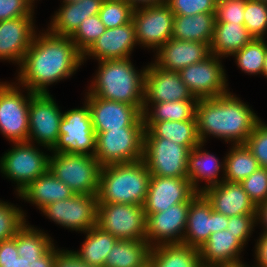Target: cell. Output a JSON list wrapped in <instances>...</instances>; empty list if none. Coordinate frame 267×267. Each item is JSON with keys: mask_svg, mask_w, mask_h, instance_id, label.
Returning <instances> with one entry per match:
<instances>
[{"mask_svg": "<svg viewBox=\"0 0 267 267\" xmlns=\"http://www.w3.org/2000/svg\"><path fill=\"white\" fill-rule=\"evenodd\" d=\"M85 234L86 239L81 249L75 252L80 256L82 261L90 265L104 267L107 255L118 239L97 225L86 231Z\"/></svg>", "mask_w": 267, "mask_h": 267, "instance_id": "e575fe53", "label": "cell"}, {"mask_svg": "<svg viewBox=\"0 0 267 267\" xmlns=\"http://www.w3.org/2000/svg\"><path fill=\"white\" fill-rule=\"evenodd\" d=\"M266 42L265 38H253L244 48L233 55L240 70L249 75L263 73L265 55L267 52Z\"/></svg>", "mask_w": 267, "mask_h": 267, "instance_id": "74e56055", "label": "cell"}, {"mask_svg": "<svg viewBox=\"0 0 267 267\" xmlns=\"http://www.w3.org/2000/svg\"><path fill=\"white\" fill-rule=\"evenodd\" d=\"M216 22V13H198L174 16L172 38L202 42L210 46Z\"/></svg>", "mask_w": 267, "mask_h": 267, "instance_id": "f1b7e54d", "label": "cell"}, {"mask_svg": "<svg viewBox=\"0 0 267 267\" xmlns=\"http://www.w3.org/2000/svg\"><path fill=\"white\" fill-rule=\"evenodd\" d=\"M98 71L88 93L95 97L135 106L141 113L144 103L146 67L136 70L130 57L98 62Z\"/></svg>", "mask_w": 267, "mask_h": 267, "instance_id": "3957f363", "label": "cell"}, {"mask_svg": "<svg viewBox=\"0 0 267 267\" xmlns=\"http://www.w3.org/2000/svg\"><path fill=\"white\" fill-rule=\"evenodd\" d=\"M195 117L201 142H207L209 135L233 142L232 145L245 144L261 121L249 105L230 91L218 97L198 99Z\"/></svg>", "mask_w": 267, "mask_h": 267, "instance_id": "7a4b0ae2", "label": "cell"}, {"mask_svg": "<svg viewBox=\"0 0 267 267\" xmlns=\"http://www.w3.org/2000/svg\"><path fill=\"white\" fill-rule=\"evenodd\" d=\"M201 194L211 204L213 211L227 217L242 214H257V207L250 200L240 183L222 181Z\"/></svg>", "mask_w": 267, "mask_h": 267, "instance_id": "603a6c76", "label": "cell"}, {"mask_svg": "<svg viewBox=\"0 0 267 267\" xmlns=\"http://www.w3.org/2000/svg\"><path fill=\"white\" fill-rule=\"evenodd\" d=\"M252 39L244 24L215 22L210 53L219 58L233 56Z\"/></svg>", "mask_w": 267, "mask_h": 267, "instance_id": "4dcf8cb0", "label": "cell"}, {"mask_svg": "<svg viewBox=\"0 0 267 267\" xmlns=\"http://www.w3.org/2000/svg\"><path fill=\"white\" fill-rule=\"evenodd\" d=\"M262 75L267 78V52H266V55H265V62H264V68H263Z\"/></svg>", "mask_w": 267, "mask_h": 267, "instance_id": "6f0895ef", "label": "cell"}, {"mask_svg": "<svg viewBox=\"0 0 267 267\" xmlns=\"http://www.w3.org/2000/svg\"><path fill=\"white\" fill-rule=\"evenodd\" d=\"M150 176L143 160L103 166L100 171L98 203L143 206Z\"/></svg>", "mask_w": 267, "mask_h": 267, "instance_id": "277c9868", "label": "cell"}, {"mask_svg": "<svg viewBox=\"0 0 267 267\" xmlns=\"http://www.w3.org/2000/svg\"><path fill=\"white\" fill-rule=\"evenodd\" d=\"M33 11L26 0H0V21L27 17Z\"/></svg>", "mask_w": 267, "mask_h": 267, "instance_id": "c3c4849f", "label": "cell"}, {"mask_svg": "<svg viewBox=\"0 0 267 267\" xmlns=\"http://www.w3.org/2000/svg\"><path fill=\"white\" fill-rule=\"evenodd\" d=\"M104 0H80L64 3L51 18L47 29L55 35L71 36L87 18L99 14Z\"/></svg>", "mask_w": 267, "mask_h": 267, "instance_id": "4316f807", "label": "cell"}, {"mask_svg": "<svg viewBox=\"0 0 267 267\" xmlns=\"http://www.w3.org/2000/svg\"><path fill=\"white\" fill-rule=\"evenodd\" d=\"M263 224V232L267 233V201L257 207V223Z\"/></svg>", "mask_w": 267, "mask_h": 267, "instance_id": "db71d44e", "label": "cell"}, {"mask_svg": "<svg viewBox=\"0 0 267 267\" xmlns=\"http://www.w3.org/2000/svg\"><path fill=\"white\" fill-rule=\"evenodd\" d=\"M197 194L188 178L150 176L143 205L146 218L172 205L191 202Z\"/></svg>", "mask_w": 267, "mask_h": 267, "instance_id": "d6986e66", "label": "cell"}, {"mask_svg": "<svg viewBox=\"0 0 267 267\" xmlns=\"http://www.w3.org/2000/svg\"><path fill=\"white\" fill-rule=\"evenodd\" d=\"M105 30L106 27L96 14L85 19L70 38L76 44L77 49L84 54Z\"/></svg>", "mask_w": 267, "mask_h": 267, "instance_id": "b9f144b4", "label": "cell"}, {"mask_svg": "<svg viewBox=\"0 0 267 267\" xmlns=\"http://www.w3.org/2000/svg\"><path fill=\"white\" fill-rule=\"evenodd\" d=\"M257 223V214H242L228 217L227 230H230L232 234L245 246L248 239L251 237L253 227Z\"/></svg>", "mask_w": 267, "mask_h": 267, "instance_id": "7dc6e473", "label": "cell"}, {"mask_svg": "<svg viewBox=\"0 0 267 267\" xmlns=\"http://www.w3.org/2000/svg\"><path fill=\"white\" fill-rule=\"evenodd\" d=\"M221 267H249V266H247L246 264H244L243 261H242V262H239V263L221 265ZM252 267H253V265H252Z\"/></svg>", "mask_w": 267, "mask_h": 267, "instance_id": "9f6ffc18", "label": "cell"}, {"mask_svg": "<svg viewBox=\"0 0 267 267\" xmlns=\"http://www.w3.org/2000/svg\"><path fill=\"white\" fill-rule=\"evenodd\" d=\"M197 102L198 100H181L161 103H143V121L144 123H155L160 121H186L196 119Z\"/></svg>", "mask_w": 267, "mask_h": 267, "instance_id": "836d02e7", "label": "cell"}, {"mask_svg": "<svg viewBox=\"0 0 267 267\" xmlns=\"http://www.w3.org/2000/svg\"><path fill=\"white\" fill-rule=\"evenodd\" d=\"M13 144L14 147L0 159V172L7 179L16 182V192L19 194L49 169L50 155L44 154L30 142Z\"/></svg>", "mask_w": 267, "mask_h": 267, "instance_id": "ba28073f", "label": "cell"}, {"mask_svg": "<svg viewBox=\"0 0 267 267\" xmlns=\"http://www.w3.org/2000/svg\"><path fill=\"white\" fill-rule=\"evenodd\" d=\"M26 1L34 8L33 4L35 3L34 1H36V0H26Z\"/></svg>", "mask_w": 267, "mask_h": 267, "instance_id": "91938a15", "label": "cell"}, {"mask_svg": "<svg viewBox=\"0 0 267 267\" xmlns=\"http://www.w3.org/2000/svg\"><path fill=\"white\" fill-rule=\"evenodd\" d=\"M144 138H165L186 146L189 150L201 143L196 119L144 123Z\"/></svg>", "mask_w": 267, "mask_h": 267, "instance_id": "f546056e", "label": "cell"}, {"mask_svg": "<svg viewBox=\"0 0 267 267\" xmlns=\"http://www.w3.org/2000/svg\"><path fill=\"white\" fill-rule=\"evenodd\" d=\"M190 150L165 138H144L143 158L151 176L188 178Z\"/></svg>", "mask_w": 267, "mask_h": 267, "instance_id": "8fae6325", "label": "cell"}, {"mask_svg": "<svg viewBox=\"0 0 267 267\" xmlns=\"http://www.w3.org/2000/svg\"><path fill=\"white\" fill-rule=\"evenodd\" d=\"M33 13L27 17L0 21V60L17 63L18 66L21 64L37 32Z\"/></svg>", "mask_w": 267, "mask_h": 267, "instance_id": "44dd1931", "label": "cell"}, {"mask_svg": "<svg viewBox=\"0 0 267 267\" xmlns=\"http://www.w3.org/2000/svg\"><path fill=\"white\" fill-rule=\"evenodd\" d=\"M54 267H100L90 265L81 260L80 256L72 250H60L56 247Z\"/></svg>", "mask_w": 267, "mask_h": 267, "instance_id": "f907efd6", "label": "cell"}, {"mask_svg": "<svg viewBox=\"0 0 267 267\" xmlns=\"http://www.w3.org/2000/svg\"><path fill=\"white\" fill-rule=\"evenodd\" d=\"M56 248L53 245L44 255H22L14 267H54Z\"/></svg>", "mask_w": 267, "mask_h": 267, "instance_id": "681fc988", "label": "cell"}, {"mask_svg": "<svg viewBox=\"0 0 267 267\" xmlns=\"http://www.w3.org/2000/svg\"><path fill=\"white\" fill-rule=\"evenodd\" d=\"M74 194L64 182L59 181L48 169L17 196L41 210L52 202L70 199Z\"/></svg>", "mask_w": 267, "mask_h": 267, "instance_id": "83f0119b", "label": "cell"}, {"mask_svg": "<svg viewBox=\"0 0 267 267\" xmlns=\"http://www.w3.org/2000/svg\"><path fill=\"white\" fill-rule=\"evenodd\" d=\"M82 64L83 54L72 39L52 34L47 29L35 34L19 65L17 85L32 93L47 94L49 85L75 74Z\"/></svg>", "mask_w": 267, "mask_h": 267, "instance_id": "6da1fadb", "label": "cell"}, {"mask_svg": "<svg viewBox=\"0 0 267 267\" xmlns=\"http://www.w3.org/2000/svg\"><path fill=\"white\" fill-rule=\"evenodd\" d=\"M18 257L16 235L12 239L0 242V267H14Z\"/></svg>", "mask_w": 267, "mask_h": 267, "instance_id": "816d5d0a", "label": "cell"}, {"mask_svg": "<svg viewBox=\"0 0 267 267\" xmlns=\"http://www.w3.org/2000/svg\"><path fill=\"white\" fill-rule=\"evenodd\" d=\"M199 249L182 243L152 246L149 267H200Z\"/></svg>", "mask_w": 267, "mask_h": 267, "instance_id": "1f68e13d", "label": "cell"}, {"mask_svg": "<svg viewBox=\"0 0 267 267\" xmlns=\"http://www.w3.org/2000/svg\"><path fill=\"white\" fill-rule=\"evenodd\" d=\"M102 166L94 156L75 153H53L49 170L75 194L98 195Z\"/></svg>", "mask_w": 267, "mask_h": 267, "instance_id": "5b68a950", "label": "cell"}, {"mask_svg": "<svg viewBox=\"0 0 267 267\" xmlns=\"http://www.w3.org/2000/svg\"><path fill=\"white\" fill-rule=\"evenodd\" d=\"M146 68L144 103L198 100L182 81L178 71L161 69L153 62Z\"/></svg>", "mask_w": 267, "mask_h": 267, "instance_id": "ffe728a7", "label": "cell"}, {"mask_svg": "<svg viewBox=\"0 0 267 267\" xmlns=\"http://www.w3.org/2000/svg\"><path fill=\"white\" fill-rule=\"evenodd\" d=\"M133 11L125 0H104L98 15L106 29H112L131 22Z\"/></svg>", "mask_w": 267, "mask_h": 267, "instance_id": "f35d334b", "label": "cell"}, {"mask_svg": "<svg viewBox=\"0 0 267 267\" xmlns=\"http://www.w3.org/2000/svg\"><path fill=\"white\" fill-rule=\"evenodd\" d=\"M51 151L53 153L95 155L96 132L86 101H84L83 107L70 109L63 113L59 127V139Z\"/></svg>", "mask_w": 267, "mask_h": 267, "instance_id": "52a82bcc", "label": "cell"}, {"mask_svg": "<svg viewBox=\"0 0 267 267\" xmlns=\"http://www.w3.org/2000/svg\"><path fill=\"white\" fill-rule=\"evenodd\" d=\"M221 58L210 54L204 60L179 71L180 77L196 99L227 94L228 84Z\"/></svg>", "mask_w": 267, "mask_h": 267, "instance_id": "9a60e30c", "label": "cell"}, {"mask_svg": "<svg viewBox=\"0 0 267 267\" xmlns=\"http://www.w3.org/2000/svg\"><path fill=\"white\" fill-rule=\"evenodd\" d=\"M204 144L205 143L201 142L199 145L195 146L190 150L188 156V179L192 188L197 193H201L205 189L218 185L222 181H224L223 177L221 178V180L218 177L221 170L223 172L222 175H224V159L222 162H219L218 158H216L214 155L210 154L207 151H202ZM199 180L201 182L202 180H205V183H207L205 184L206 186H203L202 188L199 187Z\"/></svg>", "mask_w": 267, "mask_h": 267, "instance_id": "484cf974", "label": "cell"}, {"mask_svg": "<svg viewBox=\"0 0 267 267\" xmlns=\"http://www.w3.org/2000/svg\"><path fill=\"white\" fill-rule=\"evenodd\" d=\"M224 181L240 183L261 166L245 144H236L224 157Z\"/></svg>", "mask_w": 267, "mask_h": 267, "instance_id": "d590c367", "label": "cell"}, {"mask_svg": "<svg viewBox=\"0 0 267 267\" xmlns=\"http://www.w3.org/2000/svg\"><path fill=\"white\" fill-rule=\"evenodd\" d=\"M254 251L257 263L253 267H267V233H261Z\"/></svg>", "mask_w": 267, "mask_h": 267, "instance_id": "f5cc1de1", "label": "cell"}, {"mask_svg": "<svg viewBox=\"0 0 267 267\" xmlns=\"http://www.w3.org/2000/svg\"><path fill=\"white\" fill-rule=\"evenodd\" d=\"M174 16L195 15L198 13H216L215 0H166Z\"/></svg>", "mask_w": 267, "mask_h": 267, "instance_id": "ee69618b", "label": "cell"}, {"mask_svg": "<svg viewBox=\"0 0 267 267\" xmlns=\"http://www.w3.org/2000/svg\"><path fill=\"white\" fill-rule=\"evenodd\" d=\"M240 184L256 207L267 201V168H258Z\"/></svg>", "mask_w": 267, "mask_h": 267, "instance_id": "7bdbcfd3", "label": "cell"}, {"mask_svg": "<svg viewBox=\"0 0 267 267\" xmlns=\"http://www.w3.org/2000/svg\"><path fill=\"white\" fill-rule=\"evenodd\" d=\"M244 245L230 230H222L210 234L209 239L199 248L202 265L221 266L241 261L240 253Z\"/></svg>", "mask_w": 267, "mask_h": 267, "instance_id": "d4e9b609", "label": "cell"}, {"mask_svg": "<svg viewBox=\"0 0 267 267\" xmlns=\"http://www.w3.org/2000/svg\"><path fill=\"white\" fill-rule=\"evenodd\" d=\"M15 83L0 82V132L12 143L28 142L31 91L24 96Z\"/></svg>", "mask_w": 267, "mask_h": 267, "instance_id": "30bf717a", "label": "cell"}, {"mask_svg": "<svg viewBox=\"0 0 267 267\" xmlns=\"http://www.w3.org/2000/svg\"><path fill=\"white\" fill-rule=\"evenodd\" d=\"M44 215L66 229L85 233L97 225L98 196L74 194L41 209Z\"/></svg>", "mask_w": 267, "mask_h": 267, "instance_id": "4fadbf2b", "label": "cell"}, {"mask_svg": "<svg viewBox=\"0 0 267 267\" xmlns=\"http://www.w3.org/2000/svg\"><path fill=\"white\" fill-rule=\"evenodd\" d=\"M76 1H80V0H63L62 4H64V3H72V2H76Z\"/></svg>", "mask_w": 267, "mask_h": 267, "instance_id": "680465c9", "label": "cell"}, {"mask_svg": "<svg viewBox=\"0 0 267 267\" xmlns=\"http://www.w3.org/2000/svg\"><path fill=\"white\" fill-rule=\"evenodd\" d=\"M200 267H221V266H207V265H201Z\"/></svg>", "mask_w": 267, "mask_h": 267, "instance_id": "94428289", "label": "cell"}, {"mask_svg": "<svg viewBox=\"0 0 267 267\" xmlns=\"http://www.w3.org/2000/svg\"><path fill=\"white\" fill-rule=\"evenodd\" d=\"M151 246L147 240H120L108 253L104 267H148Z\"/></svg>", "mask_w": 267, "mask_h": 267, "instance_id": "d6a6232c", "label": "cell"}, {"mask_svg": "<svg viewBox=\"0 0 267 267\" xmlns=\"http://www.w3.org/2000/svg\"><path fill=\"white\" fill-rule=\"evenodd\" d=\"M210 54V46L206 43L171 38L156 51L154 64L161 69L179 72Z\"/></svg>", "mask_w": 267, "mask_h": 267, "instance_id": "cb8c5ba5", "label": "cell"}, {"mask_svg": "<svg viewBox=\"0 0 267 267\" xmlns=\"http://www.w3.org/2000/svg\"><path fill=\"white\" fill-rule=\"evenodd\" d=\"M174 14L166 3L136 8L132 21L138 45L157 51L172 38Z\"/></svg>", "mask_w": 267, "mask_h": 267, "instance_id": "5bb4252c", "label": "cell"}, {"mask_svg": "<svg viewBox=\"0 0 267 267\" xmlns=\"http://www.w3.org/2000/svg\"><path fill=\"white\" fill-rule=\"evenodd\" d=\"M136 44L138 43L133 21L116 28L106 29L83 54V63L89 56L94 57L98 62L106 59L129 58Z\"/></svg>", "mask_w": 267, "mask_h": 267, "instance_id": "7402d4cb", "label": "cell"}, {"mask_svg": "<svg viewBox=\"0 0 267 267\" xmlns=\"http://www.w3.org/2000/svg\"><path fill=\"white\" fill-rule=\"evenodd\" d=\"M244 26L254 39H264L267 32V3L247 0L244 11Z\"/></svg>", "mask_w": 267, "mask_h": 267, "instance_id": "ab89813d", "label": "cell"}, {"mask_svg": "<svg viewBox=\"0 0 267 267\" xmlns=\"http://www.w3.org/2000/svg\"><path fill=\"white\" fill-rule=\"evenodd\" d=\"M95 132L121 127H145L142 113L133 105L106 100L86 93Z\"/></svg>", "mask_w": 267, "mask_h": 267, "instance_id": "e0dca14e", "label": "cell"}, {"mask_svg": "<svg viewBox=\"0 0 267 267\" xmlns=\"http://www.w3.org/2000/svg\"><path fill=\"white\" fill-rule=\"evenodd\" d=\"M63 112L50 93H32L29 104L28 142L52 150L59 139ZM34 141H33V140Z\"/></svg>", "mask_w": 267, "mask_h": 267, "instance_id": "7c38bea8", "label": "cell"}, {"mask_svg": "<svg viewBox=\"0 0 267 267\" xmlns=\"http://www.w3.org/2000/svg\"><path fill=\"white\" fill-rule=\"evenodd\" d=\"M228 217L213 211L207 199L198 193L190 202L182 244L199 249L210 234L225 230Z\"/></svg>", "mask_w": 267, "mask_h": 267, "instance_id": "2e32d148", "label": "cell"}, {"mask_svg": "<svg viewBox=\"0 0 267 267\" xmlns=\"http://www.w3.org/2000/svg\"><path fill=\"white\" fill-rule=\"evenodd\" d=\"M97 226L120 240H146V215L142 205L98 203Z\"/></svg>", "mask_w": 267, "mask_h": 267, "instance_id": "9c48e42d", "label": "cell"}, {"mask_svg": "<svg viewBox=\"0 0 267 267\" xmlns=\"http://www.w3.org/2000/svg\"><path fill=\"white\" fill-rule=\"evenodd\" d=\"M190 202L175 204L163 212L146 218V240L149 245L182 243L187 224Z\"/></svg>", "mask_w": 267, "mask_h": 267, "instance_id": "ac0fdd59", "label": "cell"}, {"mask_svg": "<svg viewBox=\"0 0 267 267\" xmlns=\"http://www.w3.org/2000/svg\"><path fill=\"white\" fill-rule=\"evenodd\" d=\"M54 241L42 230L25 224L16 234V248L19 256L44 255Z\"/></svg>", "mask_w": 267, "mask_h": 267, "instance_id": "8d00e7d4", "label": "cell"}, {"mask_svg": "<svg viewBox=\"0 0 267 267\" xmlns=\"http://www.w3.org/2000/svg\"><path fill=\"white\" fill-rule=\"evenodd\" d=\"M144 134L145 127H121L96 132L94 157L102 167L140 161L143 158Z\"/></svg>", "mask_w": 267, "mask_h": 267, "instance_id": "8992f818", "label": "cell"}, {"mask_svg": "<svg viewBox=\"0 0 267 267\" xmlns=\"http://www.w3.org/2000/svg\"><path fill=\"white\" fill-rule=\"evenodd\" d=\"M247 0H223L217 2L216 22L244 24Z\"/></svg>", "mask_w": 267, "mask_h": 267, "instance_id": "bcb514c9", "label": "cell"}, {"mask_svg": "<svg viewBox=\"0 0 267 267\" xmlns=\"http://www.w3.org/2000/svg\"><path fill=\"white\" fill-rule=\"evenodd\" d=\"M125 1L128 4H130L134 9L166 3V0H125Z\"/></svg>", "mask_w": 267, "mask_h": 267, "instance_id": "11a10c76", "label": "cell"}, {"mask_svg": "<svg viewBox=\"0 0 267 267\" xmlns=\"http://www.w3.org/2000/svg\"><path fill=\"white\" fill-rule=\"evenodd\" d=\"M245 145L261 167L267 168V124L260 121L247 138Z\"/></svg>", "mask_w": 267, "mask_h": 267, "instance_id": "f6af8a7d", "label": "cell"}, {"mask_svg": "<svg viewBox=\"0 0 267 267\" xmlns=\"http://www.w3.org/2000/svg\"><path fill=\"white\" fill-rule=\"evenodd\" d=\"M25 217L21 208L0 200V242L12 239L26 224Z\"/></svg>", "mask_w": 267, "mask_h": 267, "instance_id": "60d3db41", "label": "cell"}]
</instances>
